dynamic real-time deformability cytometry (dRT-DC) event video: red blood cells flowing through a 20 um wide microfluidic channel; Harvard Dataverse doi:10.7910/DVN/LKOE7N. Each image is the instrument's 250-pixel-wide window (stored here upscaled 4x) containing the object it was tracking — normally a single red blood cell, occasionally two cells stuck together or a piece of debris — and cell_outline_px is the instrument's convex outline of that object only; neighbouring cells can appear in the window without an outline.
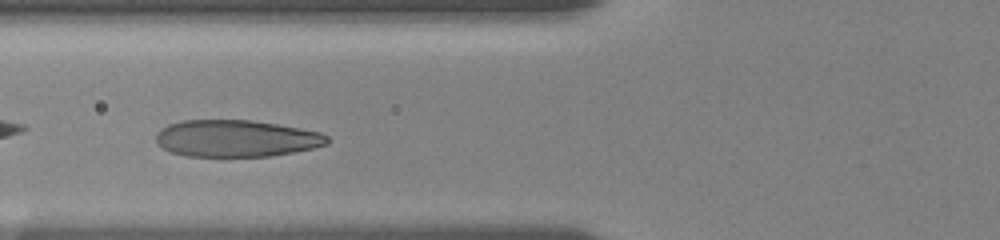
{"species": "human", "species_latin": "Homo sapiens", "temperature_condition": "room temperature", "stored_images_in_passage": 36, "camera_frame_rate_fps": 3000, "um_per_image_px": 0.085, "donor": {"sex": "female"}, "frame": {"image": 1, "passage_image": 4, "time_ms": 1.0, "image_size_px": [1000, 240], "cell_outline_px": [[328, 144], [312, 148], [292, 152], [268, 156], [184, 156], [172, 152], [156, 144], [156, 132], [160, 128], [168, 124], [180, 120], [252, 120], [300, 128], [320, 132], [328, 136]], "centroid_in_image_um": [20.03, 11.76], "position_along_channel_um": 105.8, "area_um2": 36.82}}
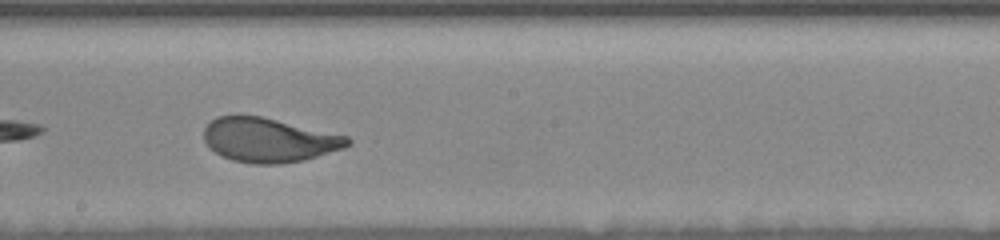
{"frame": {"image": 2, "passage_image": 14, "time_ms": 4.333, "image_size_px": [1000, 240], "cell_outline_px": [[352, 144], [344, 148], [304, 160], [280, 164], [252, 164], [232, 160], [216, 152], [204, 140], [204, 128], [216, 116], [260, 116], [348, 136], [352, 140]], "centroid_in_image_um": [22.89, 11.91], "position_along_channel_um": 225.3, "area_um2": 36.76}}
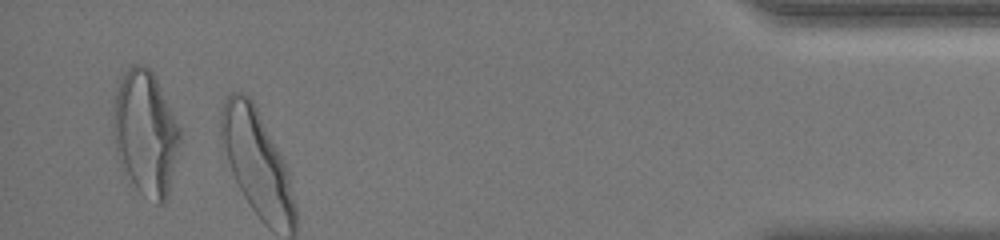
{"frame": {"image": 3, "passage_image": 34, "time_ms": 11.0, "image_size_px": [1000, 240], "cell_outline_px": [[180, 140], [168, 196], [164, 204], [156, 204], [140, 192], [124, 176], [116, 152], [112, 128], [112, 116], [116, 92], [124, 72], [132, 64], [144, 64], [156, 76], [180, 128]], "centroid_in_image_um": [12.35, 11.32], "position_along_channel_um": 422.9, "area_um2": 48.84}, "authors_computed_cell_mechanics": {"area_um2": 37.7434, "velocity_mm_per_s": 3.5772, "shape_relaxation_time_tau1_ms": 3.0178, "shape_relaxation_time_tau2_ms": null, "deformation_change_tau1": 0.1617, "deformation_change_tau2": null}}